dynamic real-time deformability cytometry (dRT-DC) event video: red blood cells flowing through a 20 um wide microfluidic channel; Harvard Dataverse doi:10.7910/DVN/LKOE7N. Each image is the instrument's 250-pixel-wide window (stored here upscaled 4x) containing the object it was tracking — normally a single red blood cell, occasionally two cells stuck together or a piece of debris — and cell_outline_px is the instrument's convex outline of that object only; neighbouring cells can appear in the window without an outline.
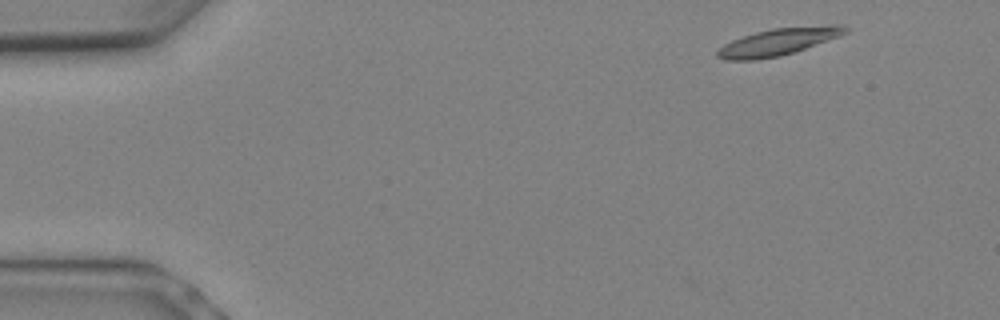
{"species": "Egyptian fruit bat (a non-hibernating species)", "species_latin": "Rousettus aegyptiacus", "temperature_condition": "warm", "stored_images_in_passage": 5, "camera_frame_rate_fps": 3000, "um_per_image_px": 0.085, "animal": {"sex": "female"}, "frame": {"image": 1, "passage_image": 1, "time_ms": 0.0, "image_size_px": [1000, 320], "cell_outline_px": [[848, 32], [840, 36], [780, 56], [756, 60], [724, 60], [716, 56], [716, 52], [724, 44], [732, 40], [756, 32], [772, 28], [828, 24], [840, 24], [848, 28]], "centroid_in_image_um": [66.16, 3.54], "position_along_channel_um": 18.8, "area_um2": 20.17}}
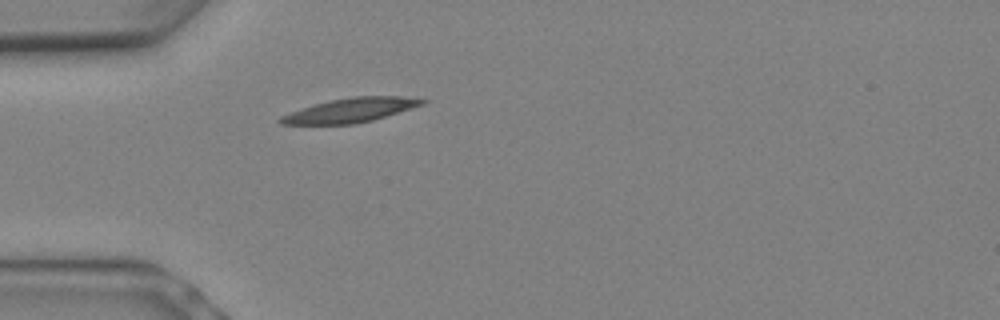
{"frame": {"image": 2, "passage_image": 5, "time_ms": 1.333, "image_size_px": [1000, 320], "cell_outline_px": [[428, 100], [424, 104], [372, 120], [356, 124], [280, 124], [276, 120], [280, 116], [316, 104], [332, 100], [352, 96], [400, 96]], "centroid_in_image_um": [29.79, 9.37], "position_along_channel_um": 55.2, "area_um2": 19.65}}